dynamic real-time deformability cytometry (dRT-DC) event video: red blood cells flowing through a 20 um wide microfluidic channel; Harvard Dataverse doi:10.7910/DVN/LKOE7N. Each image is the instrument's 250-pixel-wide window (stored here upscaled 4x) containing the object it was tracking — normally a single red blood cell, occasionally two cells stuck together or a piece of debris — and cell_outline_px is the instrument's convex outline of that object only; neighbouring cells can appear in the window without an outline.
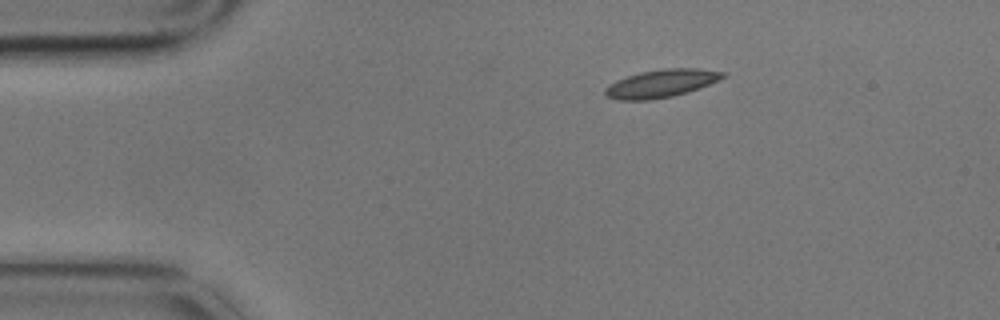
{"species": "common noctule bat (a hibernating species)", "species_latin": "Nyctalus noctula", "temperature_condition": "cold", "stored_images_in_passage": 4, "camera_frame_rate_fps": 3000, "um_per_image_px": 0.085, "animal": {"sex": "male", "body_mass_g": 17.9}, "frame": {"image": 1, "passage_image": 4, "time_ms": 1.0, "image_size_px": [1000, 320], "cell_outline_px": [[724, 76], [720, 80], [688, 92], [672, 96], [648, 100], [616, 100], [608, 96], [604, 92], [604, 88], [616, 80], [640, 72], [664, 68], [700, 68], [724, 72]], "centroid_in_image_um": [56.2, 7.09], "position_along_channel_um": 28.8, "area_um2": 19.07}}